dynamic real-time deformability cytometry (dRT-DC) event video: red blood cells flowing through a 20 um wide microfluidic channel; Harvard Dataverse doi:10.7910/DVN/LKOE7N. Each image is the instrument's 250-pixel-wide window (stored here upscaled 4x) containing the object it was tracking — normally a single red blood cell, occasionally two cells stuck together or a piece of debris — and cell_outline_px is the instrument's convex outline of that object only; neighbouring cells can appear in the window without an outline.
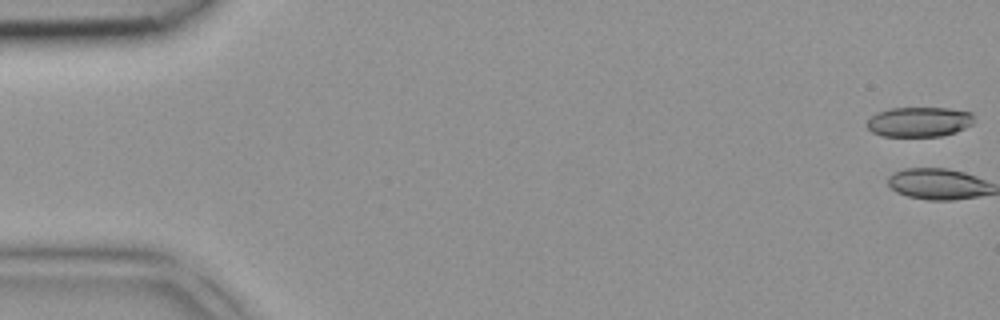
{"species": "common noctule bat (a hibernating species)", "species_latin": "Nyctalus noctula", "temperature_condition": "room temperature", "stored_images_in_passage": 5, "camera_frame_rate_fps": 3000, "um_per_image_px": 0.085, "animal": {"sex": "female", "body_mass_g": 18.4}, "frame": {"image": 1, "passage_image": 1, "time_ms": 0.0, "image_size_px": [1000, 320], "cell_outline_px": [[972, 124], [956, 132], [940, 136], [880, 136], [872, 132], [864, 124], [876, 112], [888, 108], [948, 108], [972, 112]], "centroid_in_image_um": [78.08, 10.35], "position_along_channel_um": 6.9, "area_um2": 18.73}}